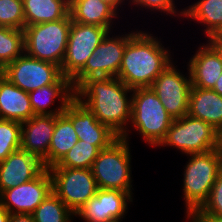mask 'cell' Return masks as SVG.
<instances>
[{
  "instance_id": "1",
  "label": "cell",
  "mask_w": 222,
  "mask_h": 222,
  "mask_svg": "<svg viewBox=\"0 0 222 222\" xmlns=\"http://www.w3.org/2000/svg\"><path fill=\"white\" fill-rule=\"evenodd\" d=\"M74 92L75 98L87 106L100 123L119 137L129 139L127 125L131 122L132 97L128 98L127 93L133 92L132 88L117 77H99L84 80Z\"/></svg>"
},
{
  "instance_id": "2",
  "label": "cell",
  "mask_w": 222,
  "mask_h": 222,
  "mask_svg": "<svg viewBox=\"0 0 222 222\" xmlns=\"http://www.w3.org/2000/svg\"><path fill=\"white\" fill-rule=\"evenodd\" d=\"M160 42L150 33L136 31L126 44L117 78L132 89L150 87L173 63L170 50Z\"/></svg>"
},
{
  "instance_id": "3",
  "label": "cell",
  "mask_w": 222,
  "mask_h": 222,
  "mask_svg": "<svg viewBox=\"0 0 222 222\" xmlns=\"http://www.w3.org/2000/svg\"><path fill=\"white\" fill-rule=\"evenodd\" d=\"M72 18L25 26L24 53L38 60L62 66L65 57Z\"/></svg>"
},
{
  "instance_id": "4",
  "label": "cell",
  "mask_w": 222,
  "mask_h": 222,
  "mask_svg": "<svg viewBox=\"0 0 222 222\" xmlns=\"http://www.w3.org/2000/svg\"><path fill=\"white\" fill-rule=\"evenodd\" d=\"M132 97L131 123L144 141L154 147L165 138L173 122L158 96L150 87L135 88Z\"/></svg>"
},
{
  "instance_id": "5",
  "label": "cell",
  "mask_w": 222,
  "mask_h": 222,
  "mask_svg": "<svg viewBox=\"0 0 222 222\" xmlns=\"http://www.w3.org/2000/svg\"><path fill=\"white\" fill-rule=\"evenodd\" d=\"M188 155L190 159L184 167L183 174V197L187 215L200 209L207 201L212 186L222 171L215 150Z\"/></svg>"
},
{
  "instance_id": "6",
  "label": "cell",
  "mask_w": 222,
  "mask_h": 222,
  "mask_svg": "<svg viewBox=\"0 0 222 222\" xmlns=\"http://www.w3.org/2000/svg\"><path fill=\"white\" fill-rule=\"evenodd\" d=\"M129 141L122 137L101 149L91 170L100 189H118L132 196ZM132 188V189H131Z\"/></svg>"
},
{
  "instance_id": "7",
  "label": "cell",
  "mask_w": 222,
  "mask_h": 222,
  "mask_svg": "<svg viewBox=\"0 0 222 222\" xmlns=\"http://www.w3.org/2000/svg\"><path fill=\"white\" fill-rule=\"evenodd\" d=\"M217 130L201 119L185 115L174 119L159 146L176 147L183 154L206 153L215 149Z\"/></svg>"
},
{
  "instance_id": "8",
  "label": "cell",
  "mask_w": 222,
  "mask_h": 222,
  "mask_svg": "<svg viewBox=\"0 0 222 222\" xmlns=\"http://www.w3.org/2000/svg\"><path fill=\"white\" fill-rule=\"evenodd\" d=\"M52 192L76 214L98 190L91 169L50 167Z\"/></svg>"
},
{
  "instance_id": "9",
  "label": "cell",
  "mask_w": 222,
  "mask_h": 222,
  "mask_svg": "<svg viewBox=\"0 0 222 222\" xmlns=\"http://www.w3.org/2000/svg\"><path fill=\"white\" fill-rule=\"evenodd\" d=\"M109 33L111 30L93 51L84 67L71 79L74 90L88 78L118 76L126 44L136 32L114 37H110Z\"/></svg>"
},
{
  "instance_id": "10",
  "label": "cell",
  "mask_w": 222,
  "mask_h": 222,
  "mask_svg": "<svg viewBox=\"0 0 222 222\" xmlns=\"http://www.w3.org/2000/svg\"><path fill=\"white\" fill-rule=\"evenodd\" d=\"M110 32L106 27L72 21L61 71L70 80L84 67L103 38Z\"/></svg>"
},
{
  "instance_id": "11",
  "label": "cell",
  "mask_w": 222,
  "mask_h": 222,
  "mask_svg": "<svg viewBox=\"0 0 222 222\" xmlns=\"http://www.w3.org/2000/svg\"><path fill=\"white\" fill-rule=\"evenodd\" d=\"M3 72L5 78L27 93L57 83L63 77L60 66L25 53L8 64Z\"/></svg>"
},
{
  "instance_id": "12",
  "label": "cell",
  "mask_w": 222,
  "mask_h": 222,
  "mask_svg": "<svg viewBox=\"0 0 222 222\" xmlns=\"http://www.w3.org/2000/svg\"><path fill=\"white\" fill-rule=\"evenodd\" d=\"M188 73L189 76L185 77L174 63H171L150 86L173 119L182 118L188 114L192 87L189 69Z\"/></svg>"
},
{
  "instance_id": "13",
  "label": "cell",
  "mask_w": 222,
  "mask_h": 222,
  "mask_svg": "<svg viewBox=\"0 0 222 222\" xmlns=\"http://www.w3.org/2000/svg\"><path fill=\"white\" fill-rule=\"evenodd\" d=\"M52 192V179L46 168L33 180L3 191L0 204L10 214H32Z\"/></svg>"
},
{
  "instance_id": "14",
  "label": "cell",
  "mask_w": 222,
  "mask_h": 222,
  "mask_svg": "<svg viewBox=\"0 0 222 222\" xmlns=\"http://www.w3.org/2000/svg\"><path fill=\"white\" fill-rule=\"evenodd\" d=\"M132 196L118 189H100L86 204L76 212L75 217H81L86 222H116L122 221L128 209Z\"/></svg>"
},
{
  "instance_id": "15",
  "label": "cell",
  "mask_w": 222,
  "mask_h": 222,
  "mask_svg": "<svg viewBox=\"0 0 222 222\" xmlns=\"http://www.w3.org/2000/svg\"><path fill=\"white\" fill-rule=\"evenodd\" d=\"M72 122L79 140L96 145L100 150L109 147L119 136L100 123L95 115L75 97L63 112Z\"/></svg>"
},
{
  "instance_id": "16",
  "label": "cell",
  "mask_w": 222,
  "mask_h": 222,
  "mask_svg": "<svg viewBox=\"0 0 222 222\" xmlns=\"http://www.w3.org/2000/svg\"><path fill=\"white\" fill-rule=\"evenodd\" d=\"M43 162L21 148L0 162V194L10 188L27 183L44 170Z\"/></svg>"
},
{
  "instance_id": "17",
  "label": "cell",
  "mask_w": 222,
  "mask_h": 222,
  "mask_svg": "<svg viewBox=\"0 0 222 222\" xmlns=\"http://www.w3.org/2000/svg\"><path fill=\"white\" fill-rule=\"evenodd\" d=\"M56 116L33 115L21 123V149L39 158L47 169Z\"/></svg>"
},
{
  "instance_id": "18",
  "label": "cell",
  "mask_w": 222,
  "mask_h": 222,
  "mask_svg": "<svg viewBox=\"0 0 222 222\" xmlns=\"http://www.w3.org/2000/svg\"><path fill=\"white\" fill-rule=\"evenodd\" d=\"M188 63L192 87L213 89L222 74V61L216 50L209 43L203 44Z\"/></svg>"
},
{
  "instance_id": "19",
  "label": "cell",
  "mask_w": 222,
  "mask_h": 222,
  "mask_svg": "<svg viewBox=\"0 0 222 222\" xmlns=\"http://www.w3.org/2000/svg\"><path fill=\"white\" fill-rule=\"evenodd\" d=\"M31 108L34 115H60L68 106L69 102L75 97V92L68 77L63 76L57 83L39 87L28 93ZM61 104L55 110H49L47 107L52 106L55 100ZM48 109V110H47Z\"/></svg>"
},
{
  "instance_id": "20",
  "label": "cell",
  "mask_w": 222,
  "mask_h": 222,
  "mask_svg": "<svg viewBox=\"0 0 222 222\" xmlns=\"http://www.w3.org/2000/svg\"><path fill=\"white\" fill-rule=\"evenodd\" d=\"M33 115L29 94L3 77L0 80V119L22 123Z\"/></svg>"
},
{
  "instance_id": "21",
  "label": "cell",
  "mask_w": 222,
  "mask_h": 222,
  "mask_svg": "<svg viewBox=\"0 0 222 222\" xmlns=\"http://www.w3.org/2000/svg\"><path fill=\"white\" fill-rule=\"evenodd\" d=\"M188 115L201 119L216 130L222 128V96L212 89L191 87Z\"/></svg>"
},
{
  "instance_id": "22",
  "label": "cell",
  "mask_w": 222,
  "mask_h": 222,
  "mask_svg": "<svg viewBox=\"0 0 222 222\" xmlns=\"http://www.w3.org/2000/svg\"><path fill=\"white\" fill-rule=\"evenodd\" d=\"M69 13L76 23L97 25L110 30L118 12L102 0H70Z\"/></svg>"
},
{
  "instance_id": "23",
  "label": "cell",
  "mask_w": 222,
  "mask_h": 222,
  "mask_svg": "<svg viewBox=\"0 0 222 222\" xmlns=\"http://www.w3.org/2000/svg\"><path fill=\"white\" fill-rule=\"evenodd\" d=\"M26 26L54 22L69 14V0H23Z\"/></svg>"
},
{
  "instance_id": "24",
  "label": "cell",
  "mask_w": 222,
  "mask_h": 222,
  "mask_svg": "<svg viewBox=\"0 0 222 222\" xmlns=\"http://www.w3.org/2000/svg\"><path fill=\"white\" fill-rule=\"evenodd\" d=\"M206 25L205 35L211 37L218 35L222 30V0H199L180 14Z\"/></svg>"
},
{
  "instance_id": "25",
  "label": "cell",
  "mask_w": 222,
  "mask_h": 222,
  "mask_svg": "<svg viewBox=\"0 0 222 222\" xmlns=\"http://www.w3.org/2000/svg\"><path fill=\"white\" fill-rule=\"evenodd\" d=\"M78 141L71 120L64 113L57 115L48 150V169L56 165Z\"/></svg>"
},
{
  "instance_id": "26",
  "label": "cell",
  "mask_w": 222,
  "mask_h": 222,
  "mask_svg": "<svg viewBox=\"0 0 222 222\" xmlns=\"http://www.w3.org/2000/svg\"><path fill=\"white\" fill-rule=\"evenodd\" d=\"M32 215L35 222H71L75 216L53 192L43 200Z\"/></svg>"
},
{
  "instance_id": "27",
  "label": "cell",
  "mask_w": 222,
  "mask_h": 222,
  "mask_svg": "<svg viewBox=\"0 0 222 222\" xmlns=\"http://www.w3.org/2000/svg\"><path fill=\"white\" fill-rule=\"evenodd\" d=\"M23 53V30L0 26V68L4 69Z\"/></svg>"
},
{
  "instance_id": "28",
  "label": "cell",
  "mask_w": 222,
  "mask_h": 222,
  "mask_svg": "<svg viewBox=\"0 0 222 222\" xmlns=\"http://www.w3.org/2000/svg\"><path fill=\"white\" fill-rule=\"evenodd\" d=\"M100 149L96 145L79 140L64 157L52 167L91 169Z\"/></svg>"
},
{
  "instance_id": "29",
  "label": "cell",
  "mask_w": 222,
  "mask_h": 222,
  "mask_svg": "<svg viewBox=\"0 0 222 222\" xmlns=\"http://www.w3.org/2000/svg\"><path fill=\"white\" fill-rule=\"evenodd\" d=\"M21 148V123L0 119V162Z\"/></svg>"
},
{
  "instance_id": "30",
  "label": "cell",
  "mask_w": 222,
  "mask_h": 222,
  "mask_svg": "<svg viewBox=\"0 0 222 222\" xmlns=\"http://www.w3.org/2000/svg\"><path fill=\"white\" fill-rule=\"evenodd\" d=\"M0 26L25 28L23 0H0Z\"/></svg>"
},
{
  "instance_id": "31",
  "label": "cell",
  "mask_w": 222,
  "mask_h": 222,
  "mask_svg": "<svg viewBox=\"0 0 222 222\" xmlns=\"http://www.w3.org/2000/svg\"><path fill=\"white\" fill-rule=\"evenodd\" d=\"M191 213H206L222 216V171L216 178L207 201L200 209Z\"/></svg>"
},
{
  "instance_id": "32",
  "label": "cell",
  "mask_w": 222,
  "mask_h": 222,
  "mask_svg": "<svg viewBox=\"0 0 222 222\" xmlns=\"http://www.w3.org/2000/svg\"><path fill=\"white\" fill-rule=\"evenodd\" d=\"M132 4L134 3L137 6H143L147 7L146 9H153L155 11L158 10V12H162L168 15L173 14L176 15L178 12L176 11V6L174 3V0H131Z\"/></svg>"
},
{
  "instance_id": "33",
  "label": "cell",
  "mask_w": 222,
  "mask_h": 222,
  "mask_svg": "<svg viewBox=\"0 0 222 222\" xmlns=\"http://www.w3.org/2000/svg\"><path fill=\"white\" fill-rule=\"evenodd\" d=\"M186 217L190 222H222V216L206 213H190Z\"/></svg>"
},
{
  "instance_id": "34",
  "label": "cell",
  "mask_w": 222,
  "mask_h": 222,
  "mask_svg": "<svg viewBox=\"0 0 222 222\" xmlns=\"http://www.w3.org/2000/svg\"><path fill=\"white\" fill-rule=\"evenodd\" d=\"M207 41L216 50L222 61V39H220L217 35H214L209 37Z\"/></svg>"
},
{
  "instance_id": "35",
  "label": "cell",
  "mask_w": 222,
  "mask_h": 222,
  "mask_svg": "<svg viewBox=\"0 0 222 222\" xmlns=\"http://www.w3.org/2000/svg\"><path fill=\"white\" fill-rule=\"evenodd\" d=\"M9 222H35L32 214H10Z\"/></svg>"
},
{
  "instance_id": "36",
  "label": "cell",
  "mask_w": 222,
  "mask_h": 222,
  "mask_svg": "<svg viewBox=\"0 0 222 222\" xmlns=\"http://www.w3.org/2000/svg\"><path fill=\"white\" fill-rule=\"evenodd\" d=\"M214 150H215L217 157L220 160L221 166H222V128L217 130L216 146H215Z\"/></svg>"
},
{
  "instance_id": "37",
  "label": "cell",
  "mask_w": 222,
  "mask_h": 222,
  "mask_svg": "<svg viewBox=\"0 0 222 222\" xmlns=\"http://www.w3.org/2000/svg\"><path fill=\"white\" fill-rule=\"evenodd\" d=\"M10 213L0 204V222H9Z\"/></svg>"
},
{
  "instance_id": "38",
  "label": "cell",
  "mask_w": 222,
  "mask_h": 222,
  "mask_svg": "<svg viewBox=\"0 0 222 222\" xmlns=\"http://www.w3.org/2000/svg\"><path fill=\"white\" fill-rule=\"evenodd\" d=\"M212 90L222 96V74L220 75V77L216 81L215 86L213 87Z\"/></svg>"
},
{
  "instance_id": "39",
  "label": "cell",
  "mask_w": 222,
  "mask_h": 222,
  "mask_svg": "<svg viewBox=\"0 0 222 222\" xmlns=\"http://www.w3.org/2000/svg\"><path fill=\"white\" fill-rule=\"evenodd\" d=\"M108 4H110L116 11L118 10L119 8V5L121 6V3L124 1V0H102Z\"/></svg>"
},
{
  "instance_id": "40",
  "label": "cell",
  "mask_w": 222,
  "mask_h": 222,
  "mask_svg": "<svg viewBox=\"0 0 222 222\" xmlns=\"http://www.w3.org/2000/svg\"><path fill=\"white\" fill-rule=\"evenodd\" d=\"M4 77L3 69L0 68V80Z\"/></svg>"
},
{
  "instance_id": "41",
  "label": "cell",
  "mask_w": 222,
  "mask_h": 222,
  "mask_svg": "<svg viewBox=\"0 0 222 222\" xmlns=\"http://www.w3.org/2000/svg\"><path fill=\"white\" fill-rule=\"evenodd\" d=\"M220 39H222V30L221 32L217 35Z\"/></svg>"
}]
</instances>
